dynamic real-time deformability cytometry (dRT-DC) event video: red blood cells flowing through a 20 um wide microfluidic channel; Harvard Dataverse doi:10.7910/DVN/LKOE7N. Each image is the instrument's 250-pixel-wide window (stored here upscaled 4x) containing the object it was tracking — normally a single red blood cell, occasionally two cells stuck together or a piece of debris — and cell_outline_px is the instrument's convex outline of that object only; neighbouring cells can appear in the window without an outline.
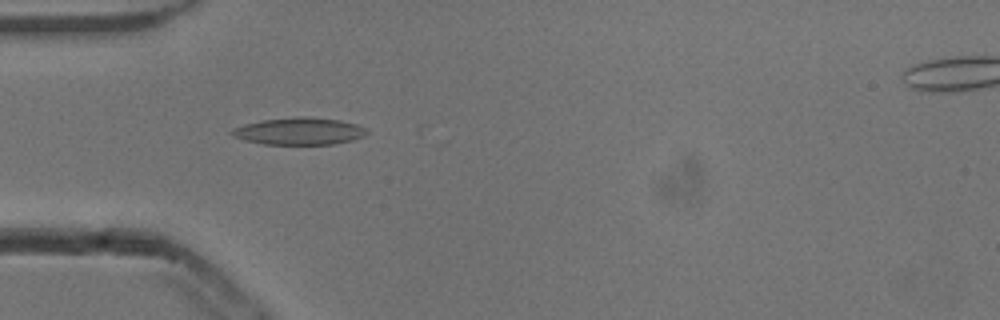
{"species": "common noctule bat (a hibernating species)", "species_latin": "Nyctalus noctula", "temperature_condition": "cold", "stored_images_in_passage": 15, "camera_frame_rate_fps": 3000, "um_per_image_px": 0.085, "animal": {"sex": "male", "body_mass_g": 13.3}, "frame": {"image": 1, "passage_image": 12, "time_ms": 3.667, "image_size_px": [1000, 320], "cell_outline_px": [[368, 132], [364, 136], [352, 140], [332, 144], [264, 144], [244, 140], [232, 136], [228, 132], [232, 128], [244, 124], [260, 120], [296, 116], [304, 116], [340, 120], [356, 124], [368, 128]], "centroid_in_image_um": [25.41, 11.14], "position_along_channel_um": 59.6, "area_um2": 21.56}}